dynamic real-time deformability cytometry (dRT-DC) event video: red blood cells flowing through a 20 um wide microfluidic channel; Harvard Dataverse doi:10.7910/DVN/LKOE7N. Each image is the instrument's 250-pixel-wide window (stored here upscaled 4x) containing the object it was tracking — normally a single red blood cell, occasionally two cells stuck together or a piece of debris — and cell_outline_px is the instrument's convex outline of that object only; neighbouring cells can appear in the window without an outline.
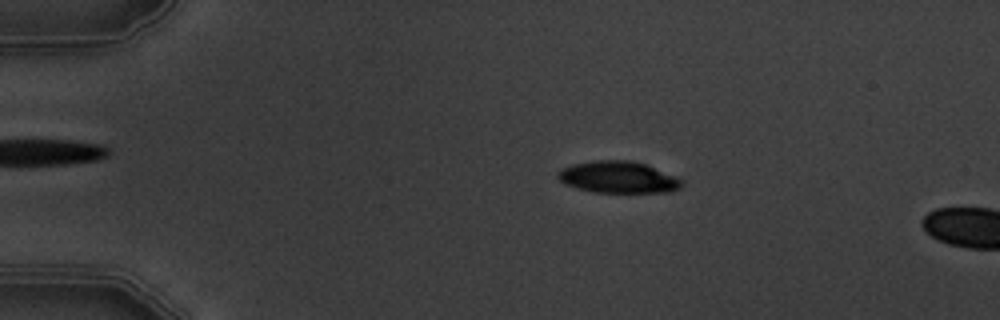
{"species": "common noctule bat (a hibernating species)", "species_latin": "Nyctalus noctula", "temperature_condition": "warm", "stored_images_in_passage": 4, "camera_frame_rate_fps": 3000, "um_per_image_px": 0.085, "animal": {"sex": "male", "body_mass_g": 19.5, "forearm_length_mm": 54.6}, "frame": {"image": 1, "passage_image": 3, "time_ms": 2.333, "image_size_px": [1000, 320], "cell_outline_px": [[684, 184], [680, 188], [672, 192], [592, 192], [576, 188], [564, 184], [556, 176], [556, 172], [560, 168], [572, 164], [596, 160], [632, 160], [648, 164], [684, 180]], "centroid_in_image_um": [52.55, 15.05], "position_along_channel_um": 32.5, "area_um2": 23.35}}